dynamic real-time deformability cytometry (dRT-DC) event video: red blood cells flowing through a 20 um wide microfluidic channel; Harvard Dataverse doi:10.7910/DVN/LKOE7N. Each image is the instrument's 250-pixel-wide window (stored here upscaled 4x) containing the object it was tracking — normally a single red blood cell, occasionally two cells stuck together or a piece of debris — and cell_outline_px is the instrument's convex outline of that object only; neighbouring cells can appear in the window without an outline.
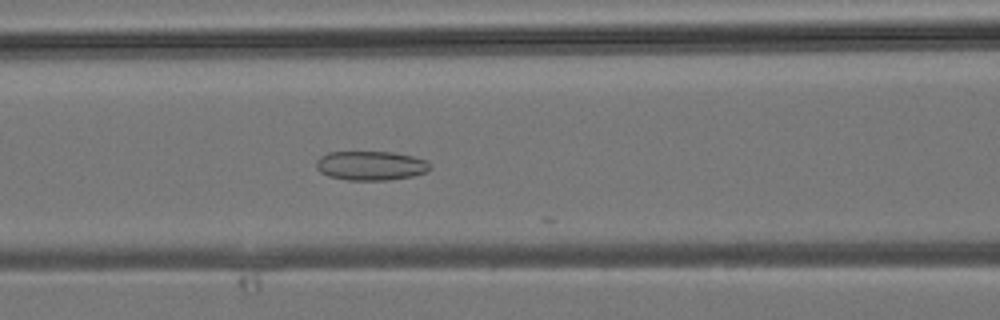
{"species": "common noctule bat (a hibernating species)", "species_latin": "Nyctalus noctula", "temperature_condition": "room temperature", "stored_images_in_passage": 12, "camera_frame_rate_fps": 3000, "um_per_image_px": 0.085, "animal": {"sex": "male", "body_mass_g": 19.2, "forearm_length_mm": 51.8}, "frame": {"image": 1, "passage_image": 7, "time_ms": 2.0, "image_size_px": [1000, 320], "cell_outline_px": [[432, 168], [424, 172], [412, 176], [388, 180], [348, 180], [328, 176], [320, 172], [316, 168], [316, 160], [320, 156], [328, 152], [392, 152], [412, 156], [428, 160], [432, 164]], "centroid_in_image_um": [31.52, 14.07], "position_along_channel_um": 135.1, "area_um2": 19.54}}
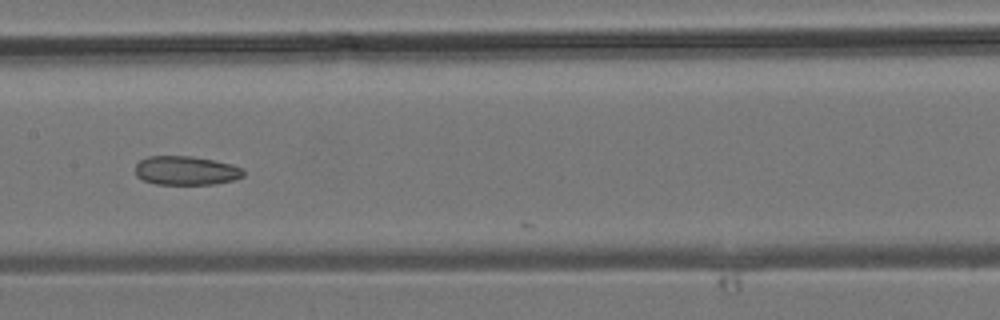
{"frame": {"image": 2, "passage_image": 10, "time_ms": 3.0, "image_size_px": [1000, 320], "cell_outline_px": [[244, 176], [232, 180], [216, 184], [156, 184], [144, 180], [136, 176], [136, 164], [140, 160], [148, 156], [192, 156], [232, 164], [244, 168]], "centroid_in_image_um": [15.83, 14.49], "position_along_channel_um": 191.6, "area_um2": 18.26}}